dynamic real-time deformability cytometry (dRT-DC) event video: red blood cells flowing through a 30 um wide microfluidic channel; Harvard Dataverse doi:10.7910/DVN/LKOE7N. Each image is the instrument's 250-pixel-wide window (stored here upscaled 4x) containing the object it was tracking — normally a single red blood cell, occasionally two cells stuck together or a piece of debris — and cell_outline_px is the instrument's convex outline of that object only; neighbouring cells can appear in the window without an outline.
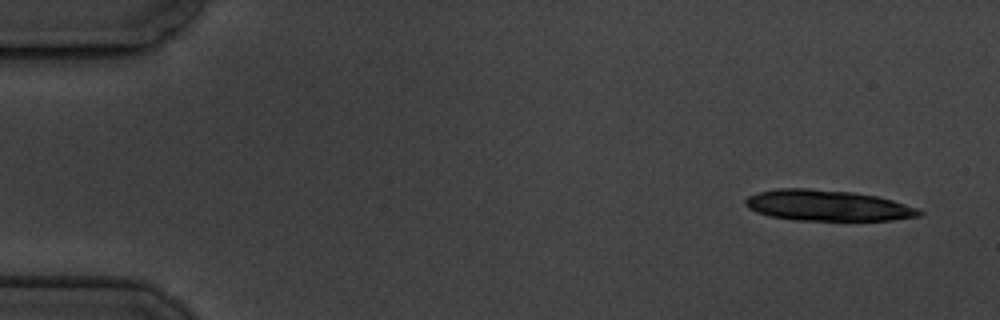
{"species": "common noctule bat (a hibernating species)", "species_latin": "Nyctalus noctula", "temperature_condition": "cold", "stored_images_in_passage": 5, "camera_frame_rate_fps": 3000, "um_per_image_px": 0.085, "animal": {"sex": "male", "body_mass_g": 19.5, "forearm_length_mm": 54.6}, "frame": {"image": 1, "passage_image": 1, "time_ms": 0.0, "image_size_px": [1000, 320], "cell_outline_px": [[924, 212], [920, 216], [892, 220], [796, 220], [768, 216], [756, 212], [748, 208], [744, 204], [744, 200], [748, 196], [760, 192], [776, 188], [808, 188], [852, 192], [876, 196], [892, 200], [920, 208]], "centroid_in_image_um": [70.33, 17.47], "position_along_channel_um": 14.7, "area_um2": 31.39}}